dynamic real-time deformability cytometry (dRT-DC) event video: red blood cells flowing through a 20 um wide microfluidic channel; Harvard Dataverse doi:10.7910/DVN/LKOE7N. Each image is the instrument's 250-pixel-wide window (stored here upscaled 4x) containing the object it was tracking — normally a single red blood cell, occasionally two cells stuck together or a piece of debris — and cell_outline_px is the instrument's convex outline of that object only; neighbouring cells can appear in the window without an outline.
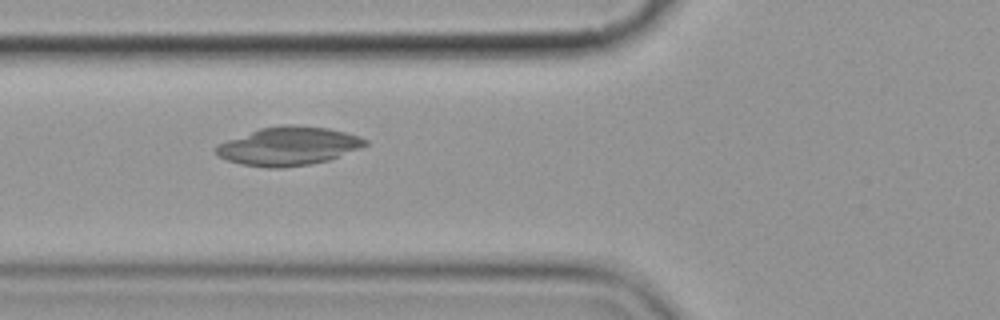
{"species": "common noctule bat (a hibernating species)", "species_latin": "Nyctalus noctula", "temperature_condition": "cold", "stored_images_in_passage": 8, "camera_frame_rate_fps": 3000, "um_per_image_px": 0.085, "animal": {"sex": "female", "body_mass_g": 19.9}, "frame": {"image": 1, "passage_image": 5, "time_ms": 5.333, "image_size_px": [1000, 320], "cell_outline_px": [[368, 144], [360, 148], [328, 160], [308, 164], [280, 168], [268, 168], [240, 164], [228, 160], [220, 156], [212, 148], [216, 144], [260, 128], [284, 124], [292, 124], [328, 128], [360, 136], [368, 140]], "centroid_in_image_um": [24.5, 12.41], "position_along_channel_um": 101.3, "area_um2": 33.41}}
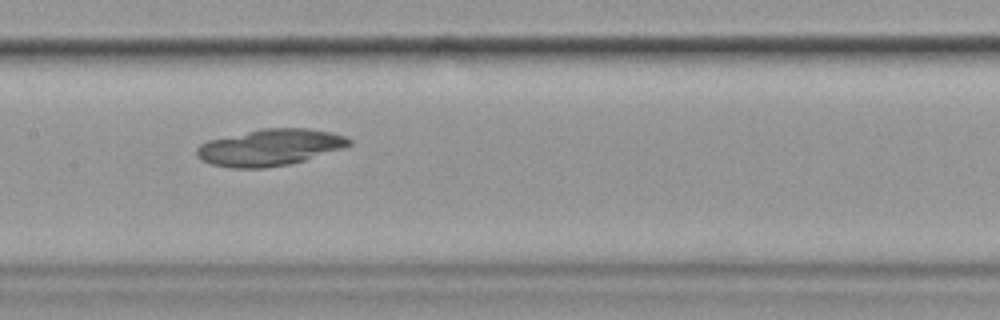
{"frame": {"image": 2, "passage_image": 7, "time_ms": 7.667, "image_size_px": [1000, 320], "cell_outline_px": [[352, 144], [344, 148], [304, 160], [288, 164], [264, 168], [228, 168], [212, 164], [196, 156], [196, 148], [200, 144], [208, 140], [260, 128], [308, 128], [332, 132], [344, 136], [352, 140]], "centroid_in_image_um": [22.94, 12.52], "position_along_channel_um": 184.5, "area_um2": 32.54}}
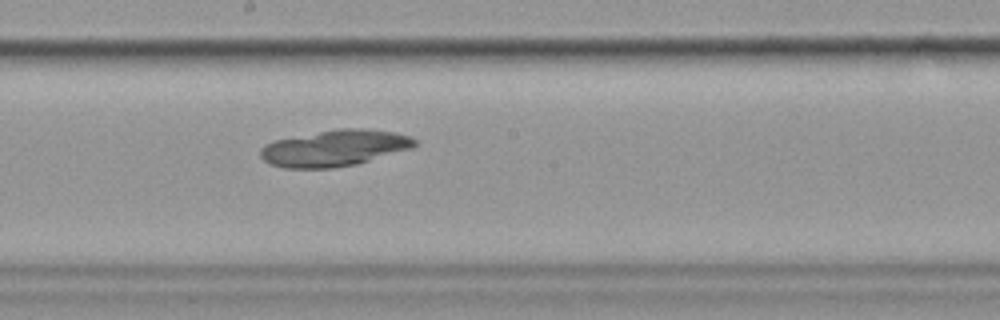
{"frame": {"image": 3, "passage_image": 8, "time_ms": 8.667, "image_size_px": [1000, 320], "cell_outline_px": [[416, 144], [412, 148], [356, 164], [332, 168], [284, 168], [268, 164], [260, 156], [260, 148], [264, 144], [272, 140], [336, 128], [368, 128], [396, 132], [412, 136], [416, 140]], "centroid_in_image_um": [28.41, 12.57], "position_along_channel_um": 219.8, "area_um2": 33.06}}